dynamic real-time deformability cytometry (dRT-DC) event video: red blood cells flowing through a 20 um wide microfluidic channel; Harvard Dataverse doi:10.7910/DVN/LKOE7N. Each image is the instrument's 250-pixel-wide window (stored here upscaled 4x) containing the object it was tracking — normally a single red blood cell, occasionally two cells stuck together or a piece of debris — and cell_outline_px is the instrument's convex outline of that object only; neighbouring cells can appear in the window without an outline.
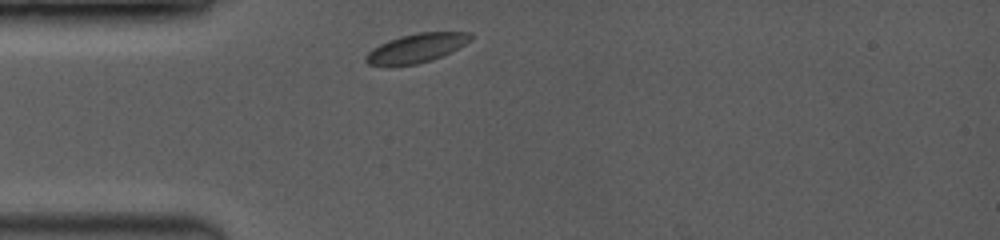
{"species": "common noctule bat (a hibernating species)", "species_latin": "Nyctalus noctula", "temperature_condition": "room temperature", "stored_images_in_passage": 4, "camera_frame_rate_fps": 3500, "um_per_image_px": 0.085, "animal": {"sex": "female", "body_mass_g": 19.0, "forearm_length_mm": 53.3}, "frame": {"image": 1, "passage_image": 1, "time_ms": 0.0, "image_size_px": [1000, 240], "cell_outline_px": [[472, 40], [432, 60], [416, 64], [368, 64], [364, 60], [364, 56], [372, 48], [388, 40], [400, 36], [420, 32], [468, 32], [472, 36]], "centroid_in_image_um": [35.38, 4.06], "position_along_channel_um": 49.6, "area_um2": 17.22}}
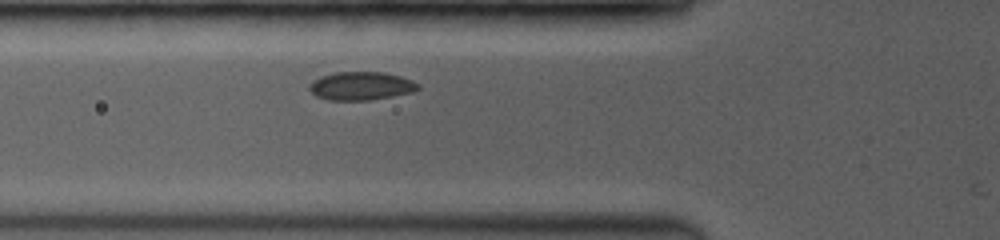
{"frame": {"image": 2, "passage_image": 3, "time_ms": 1.429, "image_size_px": [1000, 240], "cell_outline_px": [[420, 88], [412, 92], [392, 96], [368, 100], [328, 100], [316, 96], [308, 88], [312, 80], [320, 76], [336, 72], [384, 72], [400, 76], [412, 80], [420, 84]], "centroid_in_image_um": [30.68, 7.3], "position_along_channel_um": 95.1, "area_um2": 17.98}}